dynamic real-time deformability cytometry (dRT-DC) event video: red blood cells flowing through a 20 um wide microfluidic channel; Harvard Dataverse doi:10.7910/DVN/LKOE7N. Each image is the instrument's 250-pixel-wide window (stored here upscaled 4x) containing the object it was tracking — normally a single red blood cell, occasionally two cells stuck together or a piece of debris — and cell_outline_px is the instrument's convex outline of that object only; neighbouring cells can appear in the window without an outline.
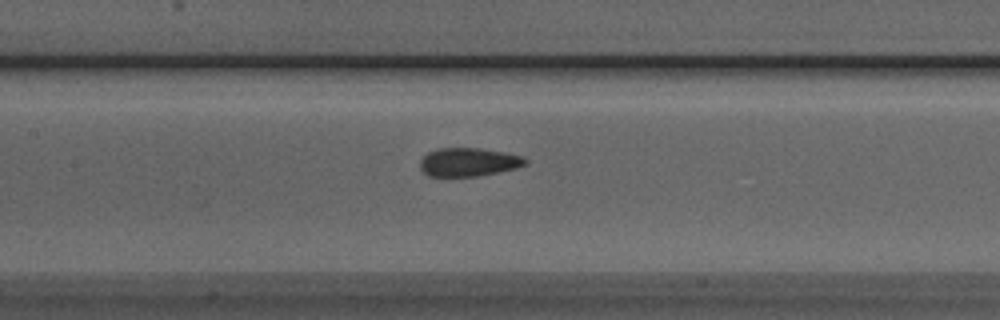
{"species": "Egyptian fruit bat (a non-hibernating species)", "species_latin": "Rousettus aegyptiacus", "temperature_condition": "room temperature", "stored_images_in_passage": 34, "camera_frame_rate_fps": 3000, "um_per_image_px": 0.085, "animal": {"sex": "male"}, "frame": {"image": 1, "passage_image": 12, "time_ms": 3.667, "image_size_px": [1000, 320], "cell_outline_px": [[528, 164], [516, 168], [480, 176], [428, 176], [420, 168], [420, 160], [428, 152], [436, 148], [480, 148], [504, 152], [524, 156], [528, 160]], "centroid_in_image_um": [39.85, 13.77], "position_along_channel_um": 167.5, "area_um2": 17.63}}
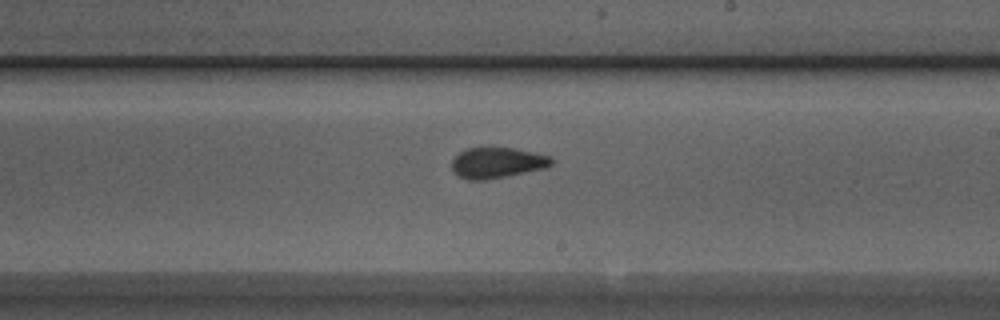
{"frame": {"image": 2, "passage_image": 18, "time_ms": 5.667, "image_size_px": [1000, 320], "cell_outline_px": [[556, 160], [552, 164], [544, 168], [484, 180], [468, 180], [460, 176], [452, 168], [452, 160], [464, 148], [512, 148], [552, 156]], "centroid_in_image_um": [42.28, 13.82], "position_along_channel_um": 246.7, "area_um2": 17.57}}
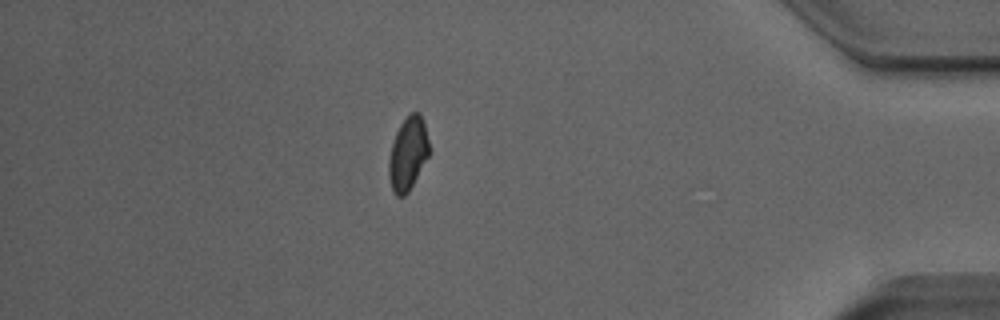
{"frame": {"image": 3, "passage_image": 33, "time_ms": 10.667, "image_size_px": [1000, 320], "cell_outline_px": [[428, 156], [408, 192], [404, 196], [396, 196], [392, 192], [388, 176], [388, 164], [392, 144], [396, 132], [400, 124], [412, 112], [420, 112], [424, 120], [428, 140]], "centroid_in_image_um": [34.66, 13.07], "position_along_channel_um": 400.5, "area_um2": 17.05}}